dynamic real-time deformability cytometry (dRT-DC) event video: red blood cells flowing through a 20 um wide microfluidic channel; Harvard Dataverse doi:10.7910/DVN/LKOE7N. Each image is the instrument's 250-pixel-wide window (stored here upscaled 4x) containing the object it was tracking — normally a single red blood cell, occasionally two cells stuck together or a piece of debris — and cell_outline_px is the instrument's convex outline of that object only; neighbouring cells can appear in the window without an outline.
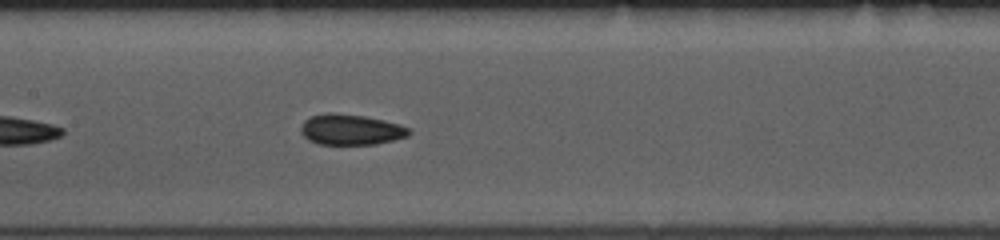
{"species": "common noctule bat (a hibernating species)", "species_latin": "Nyctalus noctula", "temperature_condition": "room temperature", "stored_images_in_passage": 27, "camera_frame_rate_fps": 3000, "um_per_image_px": 0.085, "animal": {"sex": "female", "body_mass_g": 10.0, "forearm_length_mm": 53.1}, "frame": {"image": 1, "passage_image": 12, "time_ms": 3.667, "image_size_px": [1000, 240], "cell_outline_px": [[412, 132], [408, 136], [376, 144], [320, 144], [308, 140], [300, 132], [300, 128], [304, 120], [312, 116], [324, 112], [332, 112], [364, 116], [384, 120], [400, 124], [408, 128]], "centroid_in_image_um": [29.8, 11.0], "position_along_channel_um": 177.6, "area_um2": 19.36}, "authors_computed_cell_mechanics": {"area_um2": 18.0914, "velocity_mm_per_s": 3.8644, "shape_relaxation_time_tau1_ms": null, "shape_relaxation_time_tau2_ms": 8.0757, "deformation_change_tau1": null, "deformation_change_tau2": 0.1571}}